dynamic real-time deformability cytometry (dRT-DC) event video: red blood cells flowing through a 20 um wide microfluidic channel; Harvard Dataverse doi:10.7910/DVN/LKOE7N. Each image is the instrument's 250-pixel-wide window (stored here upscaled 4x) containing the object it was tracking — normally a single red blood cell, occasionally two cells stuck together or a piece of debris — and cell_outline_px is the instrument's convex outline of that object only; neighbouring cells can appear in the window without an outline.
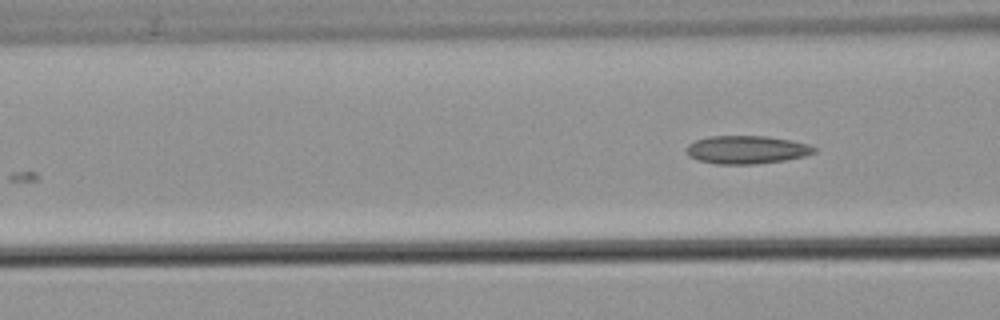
{"species": "common noctule bat (a hibernating species)", "species_latin": "Nyctalus noctula", "temperature_condition": "warm", "stored_images_in_passage": 8, "camera_frame_rate_fps": 3000, "um_per_image_px": 0.085, "animal": {"sex": "male", "body_mass_g": 21.5, "forearm_length_mm": 52.0}, "frame": {"image": 1, "passage_image": 8, "time_ms": 8.333, "image_size_px": [1000, 320], "cell_outline_px": [[816, 152], [804, 156], [784, 160], [756, 164], [716, 164], [696, 160], [688, 156], [688, 144], [696, 140], [708, 136], [768, 136], [792, 140], [808, 144], [816, 148]], "centroid_in_image_um": [63.47, 12.72], "position_along_channel_um": 103.1, "area_um2": 20.98}}